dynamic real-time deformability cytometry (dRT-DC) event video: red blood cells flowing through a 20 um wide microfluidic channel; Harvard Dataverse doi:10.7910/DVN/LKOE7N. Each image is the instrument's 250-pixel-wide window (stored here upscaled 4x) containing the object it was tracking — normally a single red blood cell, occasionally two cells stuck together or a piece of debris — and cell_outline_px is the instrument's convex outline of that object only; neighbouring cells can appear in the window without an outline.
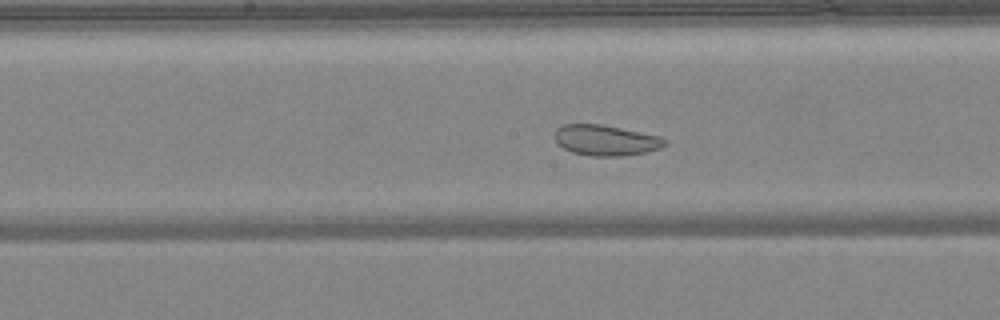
{"species": "common noctule bat (a hibernating species)", "species_latin": "Nyctalus noctula", "temperature_condition": "warm", "stored_images_in_passage": 45, "camera_frame_rate_fps": 3000, "um_per_image_px": 0.085, "animal": {"sex": "female", "body_mass_g": 24.6, "forearm_length_mm": 56.2}, "frame": {"image": 1, "passage_image": 25, "time_ms": 8.0, "image_size_px": [1000, 320], "cell_outline_px": [[668, 144], [660, 148], [644, 152], [624, 156], [592, 156], [572, 152], [556, 144], [556, 128], [564, 124], [600, 124], [660, 136], [668, 140]], "centroid_in_image_um": [51.5, 11.92], "position_along_channel_um": 196.7, "area_um2": 19.59}}
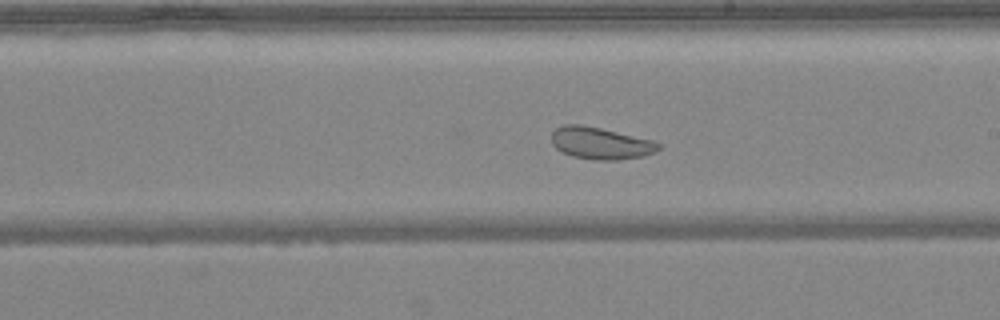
{"frame": {"image": 2, "passage_image": 28, "time_ms": 9.0, "image_size_px": [1000, 320], "cell_outline_px": [[660, 148], [644, 156], [616, 160], [596, 160], [572, 156], [556, 148], [552, 144], [552, 132], [556, 128], [564, 124], [580, 124], [600, 128], [652, 140], [660, 144]], "centroid_in_image_um": [51.02, 12.17], "position_along_channel_um": 238.0, "area_um2": 19.71}}
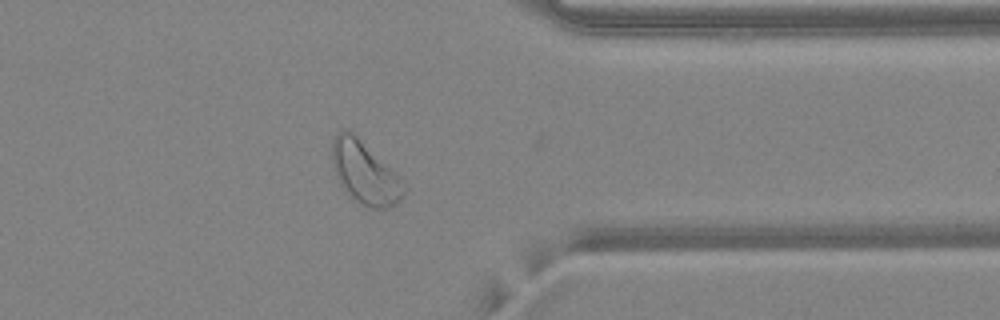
{"frame": {"image": 3, "passage_image": 39, "time_ms": 12.667, "image_size_px": [1000, 320], "cell_outline_px": [[408, 188], [400, 200], [396, 204], [388, 208], [368, 208], [360, 204], [340, 184], [336, 176], [332, 164], [332, 140], [336, 132], [348, 128]], "centroid_in_image_um": [30.97, 14.7], "position_along_channel_um": 380.4, "area_um2": 25.37}, "authors_computed_cell_mechanics": {"area_um2": 24.9696, "velocity_mm_per_s": 4.1339, "shape_relaxation_time_tau1_ms": null, "shape_relaxation_time_tau2_ms": 2.8982, "deformation_change_tau1": null, "deformation_change_tau2": 0.0816}}